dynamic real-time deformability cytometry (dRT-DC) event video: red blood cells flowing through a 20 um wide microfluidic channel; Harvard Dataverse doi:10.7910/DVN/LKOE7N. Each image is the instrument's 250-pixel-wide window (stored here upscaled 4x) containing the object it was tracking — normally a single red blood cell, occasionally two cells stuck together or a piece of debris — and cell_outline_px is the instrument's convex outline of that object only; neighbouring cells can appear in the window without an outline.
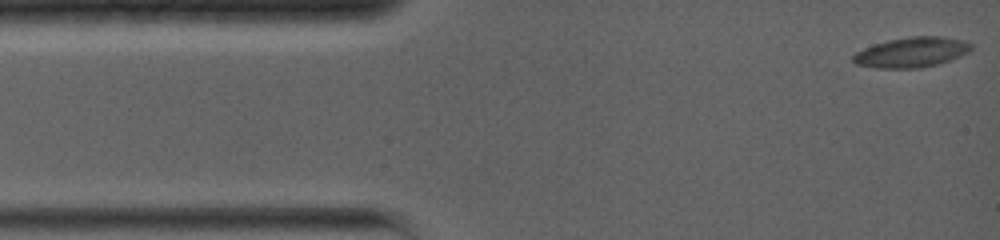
{"species": "common noctule bat (a hibernating species)", "species_latin": "Nyctalus noctula", "temperature_condition": "warm", "stored_images_in_passage": 72, "camera_frame_rate_fps": 5000, "um_per_image_px": 0.085, "animal": {"sex": "female", "body_mass_g": 19.0, "forearm_length_mm": 56.7}, "frame": {"image": 1, "passage_image": 1, "time_ms": 0.0, "image_size_px": [1000, 240], "cell_outline_px": [[972, 48], [968, 52], [952, 60], [920, 68], [876, 68], [856, 64], [852, 60], [852, 56], [856, 52], [864, 48], [888, 40], [912, 36], [944, 36], [960, 40], [972, 44]], "centroid_in_image_um": [77.49, 4.45], "position_along_channel_um": 7.5, "area_um2": 20.63}}
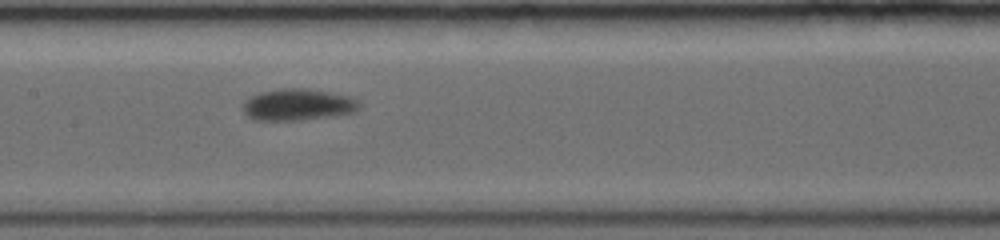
{"frame": {"image": 2, "passage_image": 31, "time_ms": 6.6, "image_size_px": [1000, 240], "cell_outline_px": [[360, 108], [356, 112], [332, 116], [300, 120], [256, 120], [248, 116], [244, 112], [244, 104], [252, 96], [260, 92], [280, 88], [308, 88], [348, 96], [356, 100], [360, 104]], "centroid_in_image_um": [25.35, 8.89], "position_along_channel_um": 182.0, "area_um2": 21.27}}
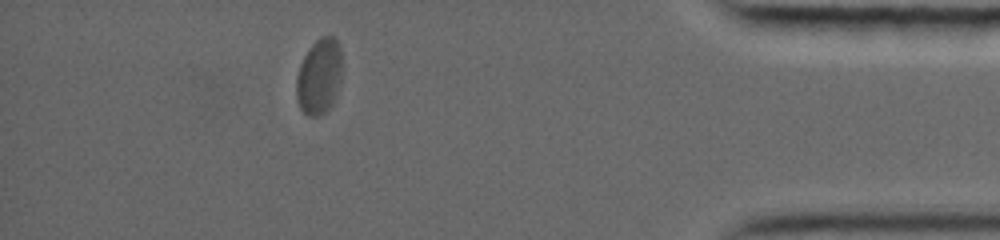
{"frame": {"image": 3, "passage_image": 62, "time_ms": 13.8, "image_size_px": [1000, 240], "cell_outline_px": [[340, 80], [336, 96], [332, 108], [320, 116], [308, 116], [300, 108], [296, 100], [296, 76], [300, 64], [308, 48], [320, 36], [332, 36], [340, 44]], "centroid_in_image_um": [27.11, 6.53], "position_along_channel_um": 408.1, "area_um2": 20.4}, "authors_computed_cell_mechanics": {"area_um2": 20.2589, "velocity_mm_per_s": 3.7919, "shape_relaxation_time_tau1_ms": 3.496, "shape_relaxation_time_tau2_ms": null, "deformation_change_tau1": 0.138, "deformation_change_tau2": null}}